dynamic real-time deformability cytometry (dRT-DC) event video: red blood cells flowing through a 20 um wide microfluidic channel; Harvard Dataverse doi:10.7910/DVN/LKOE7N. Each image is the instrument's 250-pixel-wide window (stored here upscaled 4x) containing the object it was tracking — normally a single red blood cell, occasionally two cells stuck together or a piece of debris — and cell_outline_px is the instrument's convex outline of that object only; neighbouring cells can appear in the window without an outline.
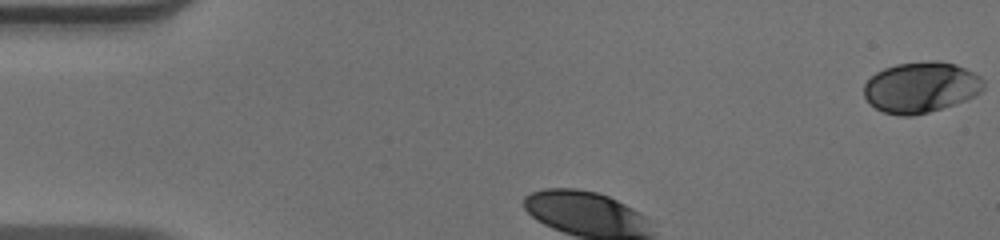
{"species": "human", "species_latin": "Homo sapiens", "temperature_condition": "warm", "stored_images_in_passage": 33, "camera_frame_rate_fps": 3000, "um_per_image_px": 0.085, "donor": {"sex": "male"}, "frame": {"image": 1, "passage_image": 1, "time_ms": 0.0, "image_size_px": [1000, 240], "cell_outline_px": [[984, 88], [980, 92], [964, 100], [928, 112], [912, 116], [900, 116], [884, 112], [868, 104], [864, 96], [864, 84], [876, 72], [884, 68], [896, 64], [932, 60], [936, 60], [956, 64], [980, 76], [984, 80]], "centroid_in_image_um": [78.25, 7.41], "position_along_channel_um": 6.8, "area_um2": 35.32}}
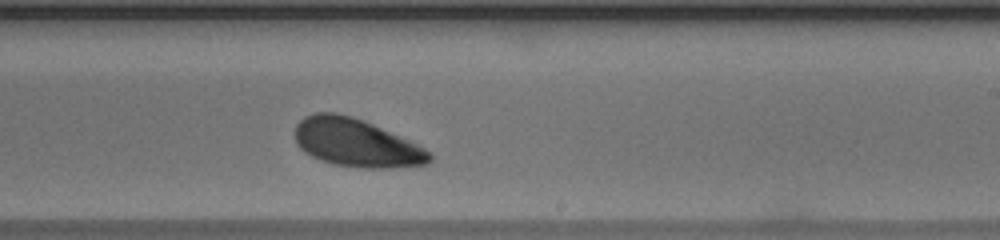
{"frame": {"image": 2, "passage_image": 22, "time_ms": 7.0, "image_size_px": [1000, 240], "cell_outline_px": [[432, 160], [428, 164], [392, 168], [356, 168], [332, 164], [320, 160], [304, 152], [296, 144], [296, 124], [304, 116], [316, 112], [336, 112], [352, 116], [372, 124], [408, 140], [424, 148], [432, 156]], "centroid_in_image_um": [30.25, 12.15], "position_along_channel_um": 258.8, "area_um2": 37.69}}
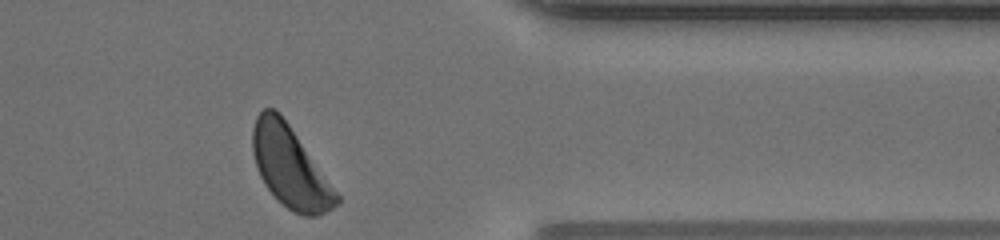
{"frame": {"image": 3, "passage_image": 33, "time_ms": 10.667, "image_size_px": [1000, 240], "cell_outline_px": [[340, 200], [332, 208], [316, 216], [304, 216], [292, 212], [264, 184], [256, 168], [252, 152], [252, 128], [256, 116], [264, 108], [276, 108], [280, 112], [340, 196]], "centroid_in_image_um": [24.63, 14.16], "position_along_channel_um": 386.8, "area_um2": 39.13}, "authors_computed_cell_mechanics": {"area_um2": 38.0902, "velocity_mm_per_s": 3.878, "shape_relaxation_time_tau1_ms": 2.2085, "shape_relaxation_time_tau2_ms": null, "deformation_change_tau1": 0.11, "deformation_change_tau2": null}}